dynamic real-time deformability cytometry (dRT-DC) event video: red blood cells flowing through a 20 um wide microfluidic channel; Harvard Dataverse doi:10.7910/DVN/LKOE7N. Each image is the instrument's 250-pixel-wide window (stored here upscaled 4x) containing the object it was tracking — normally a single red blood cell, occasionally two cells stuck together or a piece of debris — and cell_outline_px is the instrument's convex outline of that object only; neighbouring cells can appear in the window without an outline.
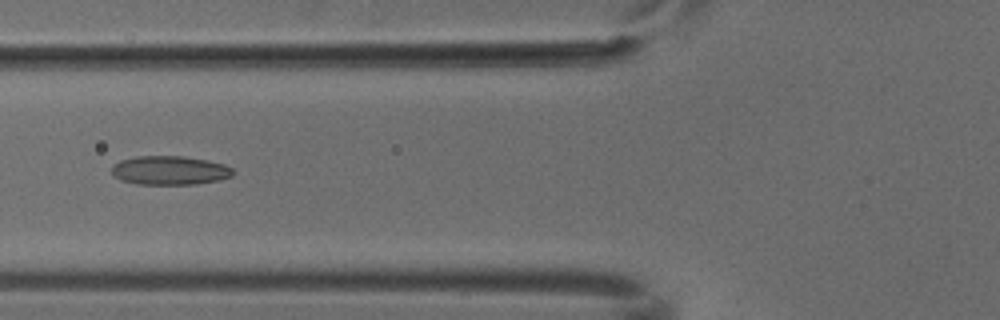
{"species": "common noctule bat (a hibernating species)", "species_latin": "Nyctalus noctula", "temperature_condition": "cold", "stored_images_in_passage": 6, "camera_frame_rate_fps": 3000, "um_per_image_px": 0.085, "animal": {"sex": "male", "body_mass_g": 18.8}, "frame": {"image": 1, "passage_image": 6, "time_ms": 1.667, "image_size_px": [1000, 320], "cell_outline_px": [[236, 172], [232, 176], [220, 180], [196, 184], [136, 184], [120, 180], [112, 172], [112, 168], [120, 160], [136, 156], [184, 156], [224, 164], [232, 168]], "centroid_in_image_um": [14.46, 14.49], "position_along_channel_um": 111.3, "area_um2": 20.4}}